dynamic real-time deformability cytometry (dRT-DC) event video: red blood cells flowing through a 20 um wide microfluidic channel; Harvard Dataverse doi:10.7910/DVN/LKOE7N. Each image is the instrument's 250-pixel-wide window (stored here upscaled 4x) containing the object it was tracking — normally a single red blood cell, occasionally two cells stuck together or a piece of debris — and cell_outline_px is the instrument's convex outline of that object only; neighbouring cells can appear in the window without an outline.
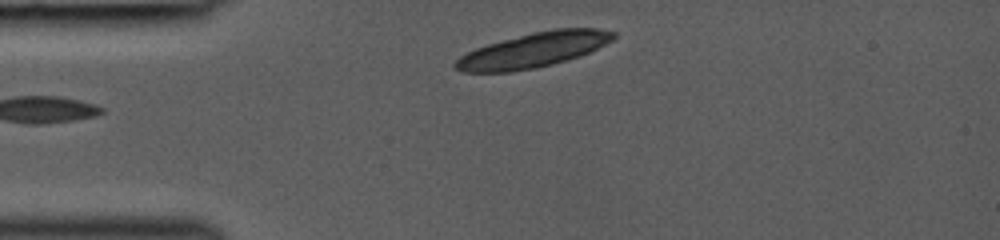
{"species": "common noctule bat (a hibernating species)", "species_latin": "Nyctalus noctula", "temperature_condition": "room temperature", "stored_images_in_passage": 31, "camera_frame_rate_fps": 3000, "um_per_image_px": 0.085, "animal": {"sex": "female", "body_mass_g": 19.0, "forearm_length_mm": 53.3}, "frame": {"image": 1, "passage_image": 1, "time_ms": 0.0, "image_size_px": [1000, 240], "cell_outline_px": [[616, 36], [612, 40], [580, 56], [552, 64], [536, 68], [512, 72], [464, 72], [452, 68], [452, 64], [460, 56], [476, 48], [488, 44], [532, 32], [552, 28], [596, 28], [616, 32]], "centroid_in_image_um": [45.31, 4.26], "position_along_channel_um": 39.7, "area_um2": 32.02}}